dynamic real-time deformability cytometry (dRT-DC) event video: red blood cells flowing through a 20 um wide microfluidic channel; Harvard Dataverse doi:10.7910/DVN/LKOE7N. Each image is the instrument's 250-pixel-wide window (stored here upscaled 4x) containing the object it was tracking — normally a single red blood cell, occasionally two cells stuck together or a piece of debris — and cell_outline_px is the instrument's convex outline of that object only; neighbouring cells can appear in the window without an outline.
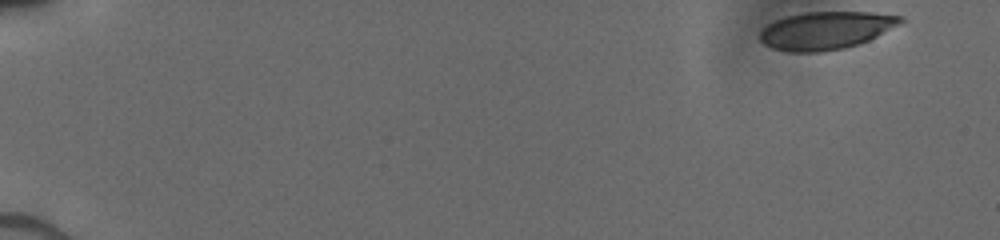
{"species": "human", "species_latin": "Homo sapiens", "temperature_condition": "cold", "stored_images_in_passage": 14, "camera_frame_rate_fps": 3000, "um_per_image_px": 0.085, "donor": {"sex": "male"}, "frame": {"image": 1, "passage_image": 1, "time_ms": 0.0, "image_size_px": [1000, 240], "cell_outline_px": [[908, 20], [904, 24], [868, 40], [844, 48], [820, 52], [788, 52], [772, 48], [764, 44], [760, 40], [760, 32], [768, 24], [784, 16], [804, 12], [868, 12], [904, 16]], "centroid_in_image_um": [70.26, 2.58], "position_along_channel_um": 14.7, "area_um2": 31.27}}